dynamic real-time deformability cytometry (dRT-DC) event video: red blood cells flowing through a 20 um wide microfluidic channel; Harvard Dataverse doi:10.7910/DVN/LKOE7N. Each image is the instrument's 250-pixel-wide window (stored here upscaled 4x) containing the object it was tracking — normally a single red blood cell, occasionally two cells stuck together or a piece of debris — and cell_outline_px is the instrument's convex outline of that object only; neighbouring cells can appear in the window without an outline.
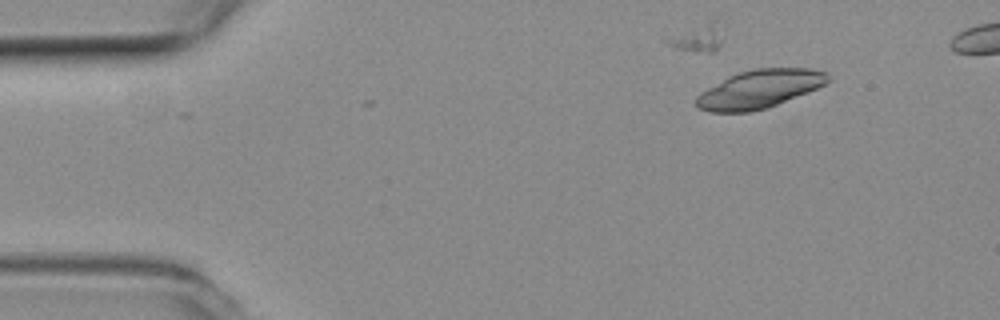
{"species": "common noctule bat (a hibernating species)", "species_latin": "Nyctalus noctula", "temperature_condition": "room temperature", "stored_images_in_passage": 5, "camera_frame_rate_fps": 3000, "um_per_image_px": 0.085, "animal": {"sex": "female", "body_mass_g": 19.3, "forearm_length_mm": 54.1}, "frame": {"image": 1, "passage_image": 2, "time_ms": 0.333, "image_size_px": [1000, 320], "cell_outline_px": [[832, 76], [824, 84], [808, 92], [776, 104], [764, 108], [748, 112], [712, 112], [700, 108], [696, 104], [696, 96], [700, 92], [728, 76], [740, 72], [756, 68], [812, 68], [828, 72]], "centroid_in_image_um": [64.57, 7.55], "position_along_channel_um": 20.4, "area_um2": 29.13}}